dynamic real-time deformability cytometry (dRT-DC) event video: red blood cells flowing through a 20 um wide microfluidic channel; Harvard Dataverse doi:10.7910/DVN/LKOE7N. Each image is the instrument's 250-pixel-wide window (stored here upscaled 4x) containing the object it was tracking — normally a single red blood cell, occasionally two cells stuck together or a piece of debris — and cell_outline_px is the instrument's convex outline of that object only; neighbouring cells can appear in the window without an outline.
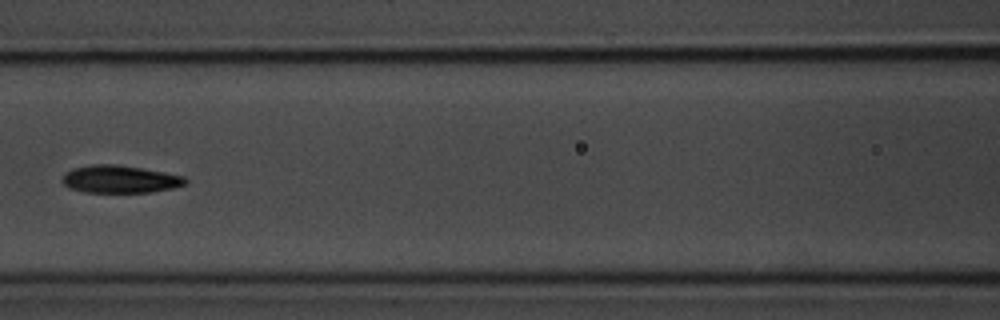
{"species": "common noctule bat (a hibernating species)", "species_latin": "Nyctalus noctula", "temperature_condition": "room temperature", "stored_images_in_passage": 7, "camera_frame_rate_fps": 3000, "um_per_image_px": 0.085, "animal": {"sex": "male", "body_mass_g": 20.1, "forearm_length_mm": 53.5}, "frame": {"image": 1, "passage_image": 7, "time_ms": 7.0, "image_size_px": [1000, 320], "cell_outline_px": [[188, 180], [184, 184], [172, 188], [152, 192], [84, 192], [68, 188], [60, 180], [72, 168], [92, 164], [116, 164], [164, 172], [184, 176]], "centroid_in_image_um": [10.17, 15.23], "position_along_channel_um": 156.4, "area_um2": 19.71}}